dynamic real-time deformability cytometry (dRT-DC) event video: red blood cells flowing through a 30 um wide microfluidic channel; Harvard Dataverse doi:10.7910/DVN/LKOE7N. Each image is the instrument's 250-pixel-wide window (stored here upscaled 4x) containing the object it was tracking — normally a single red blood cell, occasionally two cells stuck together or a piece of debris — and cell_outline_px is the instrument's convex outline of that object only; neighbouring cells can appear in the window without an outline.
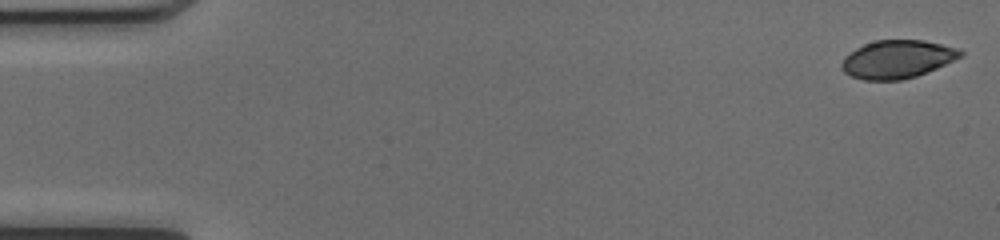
{"species": "common noctule bat (a hibernating species)", "species_latin": "Nyctalus noctula", "temperature_condition": "cold", "stored_images_in_passage": 50, "camera_frame_rate_fps": 3000, "um_per_image_px": 0.085, "animal": {"sex": "female", "body_mass_g": 17.0, "forearm_length_mm": 48.0}, "frame": {"image": 1, "passage_image": 1, "time_ms": 0.0, "image_size_px": [1000, 240], "cell_outline_px": [[964, 56], [936, 68], [916, 76], [900, 80], [864, 80], [852, 76], [844, 72], [840, 68], [840, 64], [844, 56], [856, 48], [864, 44], [876, 40], [924, 40], [960, 48], [964, 52]], "centroid_in_image_um": [76.28, 5.03], "position_along_channel_um": 8.7, "area_um2": 26.53}}
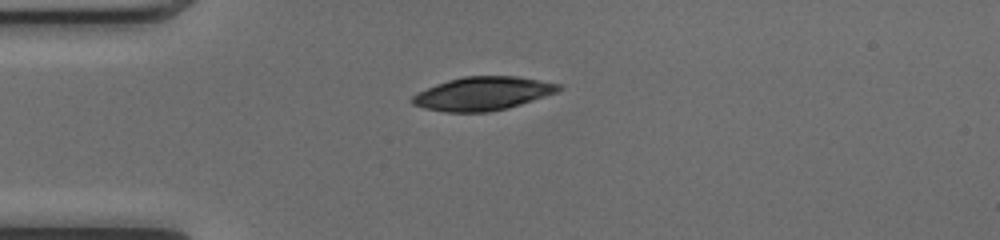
{"frame": {"image": 2, "passage_image": 13, "time_ms": 4.0, "image_size_px": [1000, 240], "cell_outline_px": [[564, 88], [560, 92], [508, 108], [488, 112], [444, 112], [424, 108], [412, 104], [408, 100], [416, 92], [436, 84], [448, 80], [464, 76], [516, 76], [560, 84]], "centroid_in_image_um": [41.03, 7.96], "position_along_channel_um": 44.0, "area_um2": 28.84}}
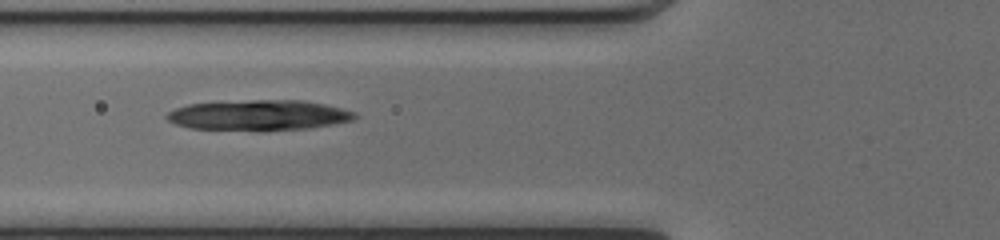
{"frame": {"image": 3, "passage_image": 19, "time_ms": 6.0, "image_size_px": [1000, 240], "cell_outline_px": [[360, 116], [352, 120], [332, 124], [308, 128], [260, 132], [188, 128], [176, 124], [168, 120], [164, 116], [168, 112], [176, 108], [188, 104], [252, 100], [300, 100], [324, 104], [356, 112]], "centroid_in_image_um": [21.98, 9.81], "position_along_channel_um": 103.8, "area_um2": 33.76}}